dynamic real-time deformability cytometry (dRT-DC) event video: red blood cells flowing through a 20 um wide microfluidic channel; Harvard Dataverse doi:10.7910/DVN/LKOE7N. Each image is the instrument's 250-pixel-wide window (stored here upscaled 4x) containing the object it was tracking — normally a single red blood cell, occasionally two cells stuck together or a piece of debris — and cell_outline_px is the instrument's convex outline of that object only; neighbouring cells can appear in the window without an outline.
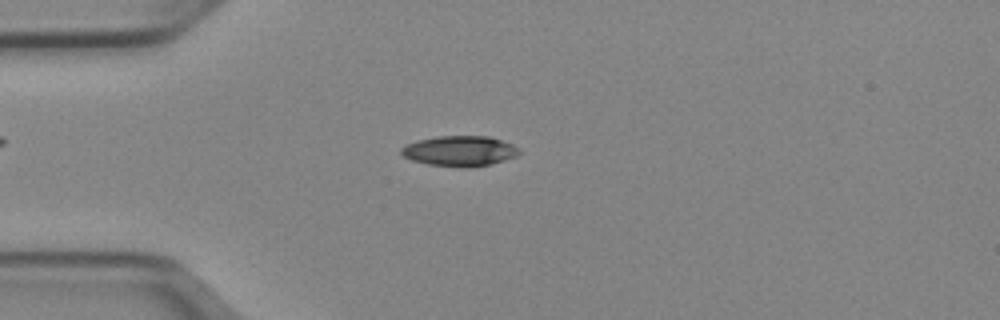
{"species": "Egyptian fruit bat (a non-hibernating species)", "species_latin": "Rousettus aegyptiacus", "temperature_condition": "cold", "stored_images_in_passage": 51, "camera_frame_rate_fps": 3000, "um_per_image_px": 0.085, "animal": {"sex": "female"}, "frame": {"image": 1, "passage_image": 13, "time_ms": 4.0, "image_size_px": [1000, 320], "cell_outline_px": [[520, 152], [516, 156], [492, 164], [468, 168], [464, 168], [428, 164], [412, 160], [404, 156], [400, 152], [400, 148], [416, 140], [436, 136], [488, 136], [512, 144], [520, 148]], "centroid_in_image_um": [39.08, 12.84], "position_along_channel_um": 45.9, "area_um2": 20.92}}
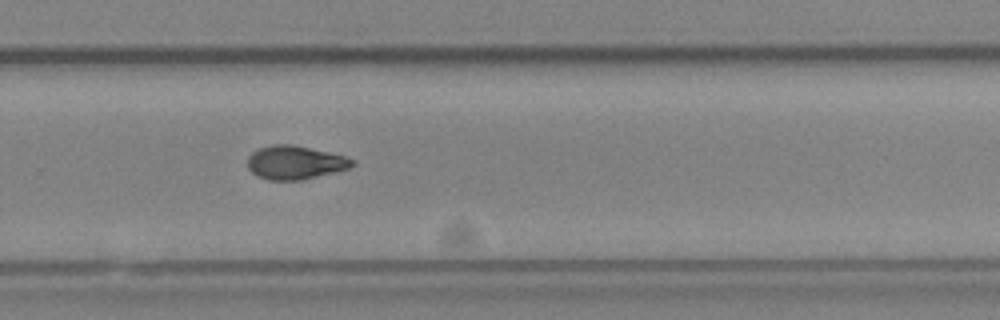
{"frame": {"image": 2, "passage_image": 34, "time_ms": 11.0, "image_size_px": [1000, 320], "cell_outline_px": [[356, 164], [348, 168], [336, 172], [300, 180], [268, 180], [256, 176], [248, 168], [248, 156], [252, 152], [260, 148], [272, 144], [292, 144], [328, 152], [344, 156], [356, 160]], "centroid_in_image_um": [25.08, 13.81], "position_along_channel_um": 304.7, "area_um2": 20.52}}
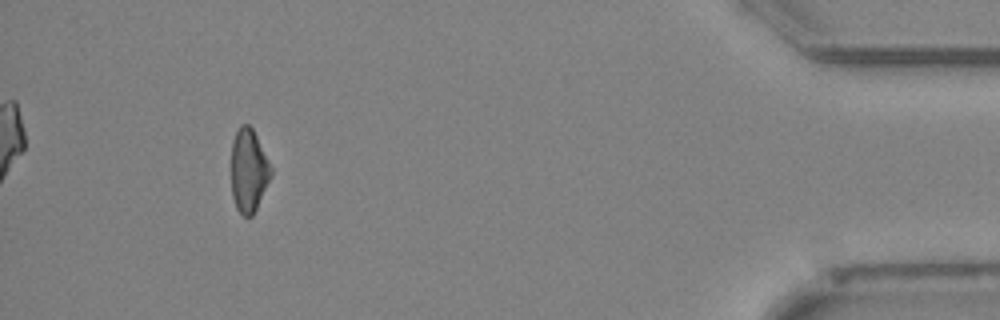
{"frame": {"image": 3, "passage_image": 47, "time_ms": 15.333, "image_size_px": [1000, 320], "cell_outline_px": [[272, 176], [252, 216], [244, 216], [236, 208], [232, 196], [232, 140], [240, 124], [248, 124], [252, 128], [272, 168]], "centroid_in_image_um": [21.13, 14.49], "position_along_channel_um": 414.1, "area_um2": 19.07}, "authors_computed_cell_mechanics": {"area_um2": 20.3456, "velocity_mm_per_s": 3.9607, "shape_relaxation_time_tau1_ms": 6.527, "shape_relaxation_time_tau2_ms": null, "deformation_change_tau1": 0.1612, "deformation_change_tau2": null}}